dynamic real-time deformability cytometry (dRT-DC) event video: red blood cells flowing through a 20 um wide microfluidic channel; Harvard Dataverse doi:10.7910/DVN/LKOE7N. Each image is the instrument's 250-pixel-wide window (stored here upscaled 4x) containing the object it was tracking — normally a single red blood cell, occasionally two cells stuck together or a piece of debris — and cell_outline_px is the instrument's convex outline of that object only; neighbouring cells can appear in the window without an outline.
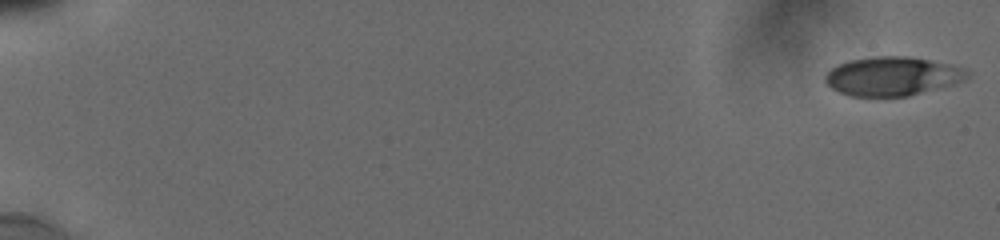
{"species": "human", "species_latin": "Homo sapiens", "temperature_condition": "cold", "stored_images_in_passage": 22, "camera_frame_rate_fps": 3000, "um_per_image_px": 0.085, "donor": {"sex": "male"}, "frame": {"image": 1, "passage_image": 1, "time_ms": 0.0, "image_size_px": [1000, 240], "cell_outline_px": [[972, 72], [964, 80], [952, 84], [908, 96], [852, 96], [840, 92], [832, 88], [824, 80], [824, 76], [832, 68], [848, 60], [876, 56], [904, 56], [928, 60], [948, 64]], "centroid_in_image_um": [75.83, 6.48], "position_along_channel_um": 9.2, "area_um2": 31.73}}
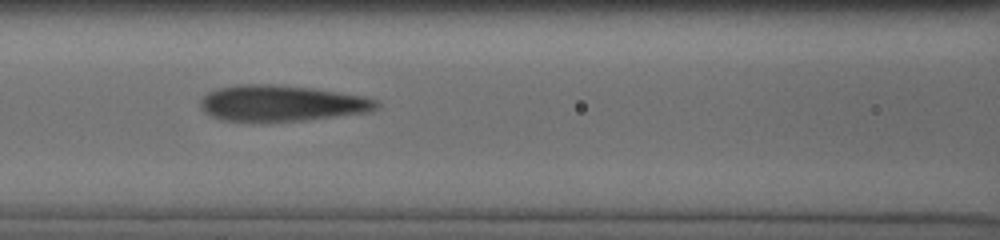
{"frame": {"image": 2, "passage_image": 17, "time_ms": 8.667, "image_size_px": [1000, 240], "cell_outline_px": [[380, 104], [376, 108], [368, 112], [300, 120], [224, 120], [212, 116], [200, 104], [200, 100], [208, 92], [220, 88], [236, 84], [276, 84], [312, 88], [364, 96], [376, 100]], "centroid_in_image_um": [23.95, 8.74], "position_along_channel_um": 142.6, "area_um2": 36.13}}
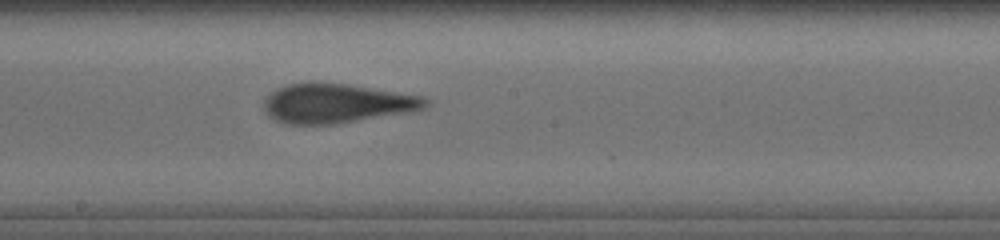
{"frame": {"image": 3, "passage_image": 22, "time_ms": 10.667, "image_size_px": [1000, 240], "cell_outline_px": [[432, 100], [424, 108], [408, 112], [332, 124], [284, 124], [268, 116], [264, 108], [264, 100], [272, 92], [288, 84], [344, 84], [420, 96]], "centroid_in_image_um": [28.6, 8.81], "position_along_channel_um": 219.6, "area_um2": 36.01}}